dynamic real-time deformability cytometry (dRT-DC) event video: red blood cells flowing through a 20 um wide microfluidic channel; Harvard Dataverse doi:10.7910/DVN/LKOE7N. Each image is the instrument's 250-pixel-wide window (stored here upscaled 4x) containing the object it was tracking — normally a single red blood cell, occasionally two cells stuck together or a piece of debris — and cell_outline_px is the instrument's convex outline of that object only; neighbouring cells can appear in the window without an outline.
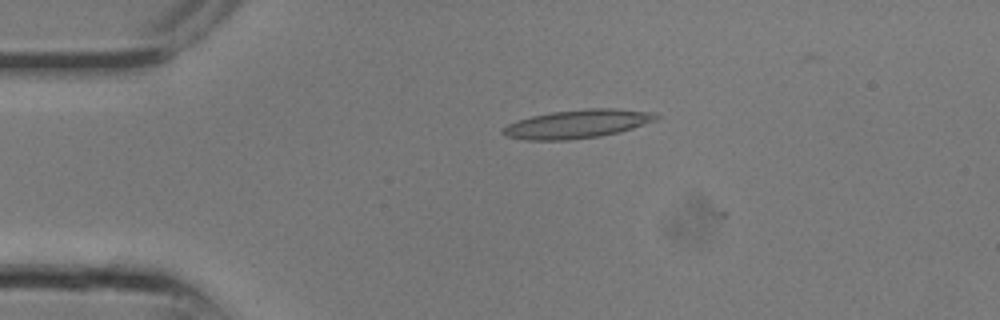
{"species": "common noctule bat (a hibernating species)", "species_latin": "Nyctalus noctula", "temperature_condition": "room temperature", "stored_images_in_passage": 3, "camera_frame_rate_fps": 3000, "um_per_image_px": 0.085, "animal": {"sex": "male", "body_mass_g": 13.3}, "frame": {"image": 1, "passage_image": 1, "time_ms": 0.0, "image_size_px": [1000, 320], "cell_outline_px": [[660, 116], [656, 120], [632, 128], [600, 136], [568, 140], [528, 140], [504, 136], [500, 132], [508, 124], [516, 120], [532, 116], [552, 112], [588, 108], [616, 108], [652, 112]], "centroid_in_image_um": [49.05, 10.53], "position_along_channel_um": 36.0, "area_um2": 25.37}}